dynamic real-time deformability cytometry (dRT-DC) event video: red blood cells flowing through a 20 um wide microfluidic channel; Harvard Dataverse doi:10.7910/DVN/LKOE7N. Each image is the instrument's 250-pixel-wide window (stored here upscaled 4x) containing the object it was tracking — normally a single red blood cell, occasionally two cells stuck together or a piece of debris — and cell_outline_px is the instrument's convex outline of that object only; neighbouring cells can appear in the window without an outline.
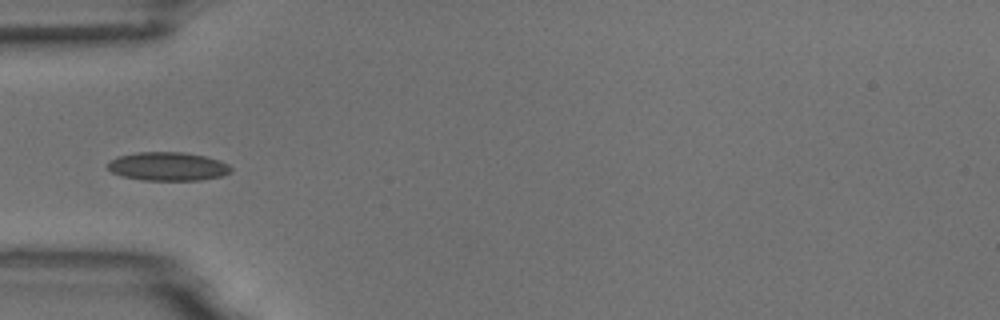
{"species": "common noctule bat (a hibernating species)", "species_latin": "Nyctalus noctula", "temperature_condition": "room temperature", "stored_images_in_passage": 38, "camera_frame_rate_fps": 3000, "um_per_image_px": 0.085, "animal": {"sex": "male", "body_mass_g": 18.8}, "frame": {"image": 1, "passage_image": 1, "time_ms": 0.0, "image_size_px": [1000, 320], "cell_outline_px": [[232, 172], [224, 176], [200, 180], [140, 180], [120, 176], [112, 172], [108, 168], [108, 164], [112, 160], [120, 156], [136, 152], [184, 152], [204, 156], [220, 160], [228, 164], [232, 168]], "centroid_in_image_um": [14.31, 14.15], "position_along_channel_um": 70.7, "area_um2": 20.63}}
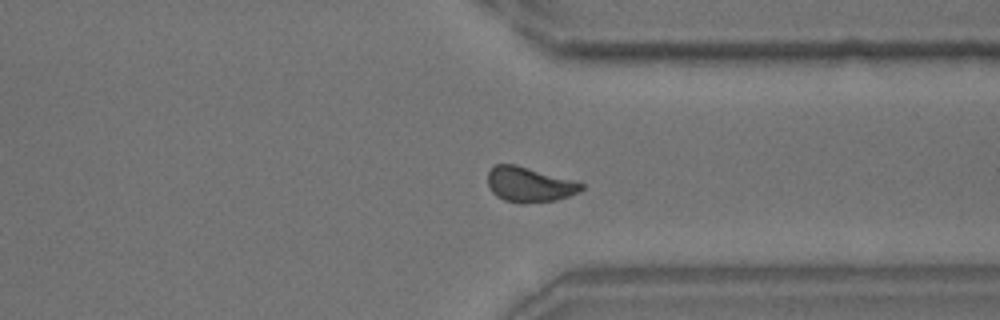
{"frame": {"image": 2, "passage_image": 25, "time_ms": 8.0, "image_size_px": [1000, 320], "cell_outline_px": [[584, 188], [580, 192], [556, 200], [504, 200], [496, 196], [488, 188], [488, 172], [496, 164], [516, 164], [572, 180], [584, 184]], "centroid_in_image_um": [44.98, 15.64], "position_along_channel_um": 366.4, "area_um2": 18.38}}
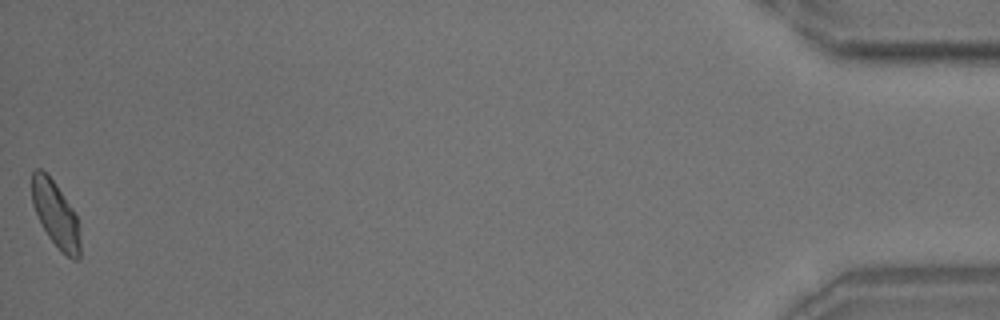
{"frame": {"image": 3, "passage_image": 38, "time_ms": 12.333, "image_size_px": [1000, 320], "cell_outline_px": [[80, 256], [76, 260], [72, 260], [60, 252], [48, 236], [32, 204], [32, 172], [36, 168], [40, 168], [56, 184], [72, 208], [76, 216], [80, 240]], "centroid_in_image_um": [4.73, 18.25], "position_along_channel_um": 430.5, "area_um2": 18.26}, "authors_computed_cell_mechanics": {"area_um2": 19.0451, "velocity_mm_per_s": 3.6924, "shape_relaxation_time_tau1_ms": 9.1852, "shape_relaxation_time_tau2_ms": 2.3158, "deformation_change_tau1": 0.1347, "deformation_change_tau2": 0.0632}}